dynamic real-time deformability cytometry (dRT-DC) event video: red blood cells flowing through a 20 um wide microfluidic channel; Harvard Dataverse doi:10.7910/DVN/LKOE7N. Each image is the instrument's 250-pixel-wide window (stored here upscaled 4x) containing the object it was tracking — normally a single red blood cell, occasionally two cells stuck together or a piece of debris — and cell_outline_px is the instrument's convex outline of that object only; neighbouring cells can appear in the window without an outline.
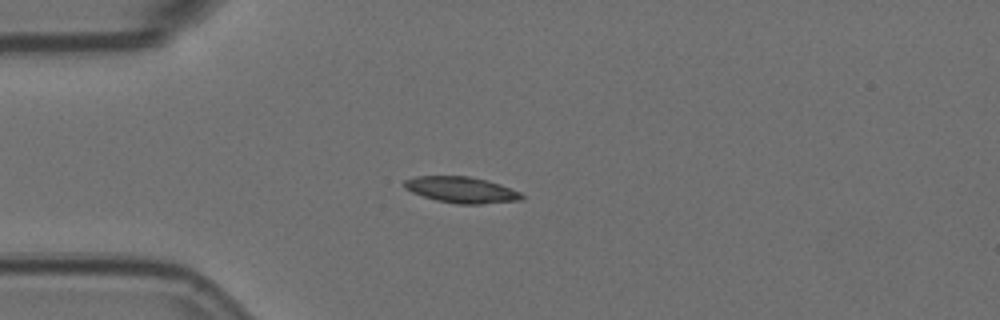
{"species": "Egyptian fruit bat (a non-hibernating species)", "species_latin": "Rousettus aegyptiacus", "temperature_condition": "room temperature", "stored_images_in_passage": 43, "camera_frame_rate_fps": 3000, "um_per_image_px": 0.085, "animal": {"sex": "female"}, "frame": {"image": 1, "passage_image": 1, "time_ms": 0.0, "image_size_px": [1000, 320], "cell_outline_px": [[524, 200], [480, 204], [456, 204], [436, 200], [412, 192], [404, 188], [404, 180], [416, 176], [468, 176], [488, 180], [500, 184], [520, 192], [524, 196]], "centroid_in_image_um": [39.24, 16.14], "position_along_channel_um": 45.8, "area_um2": 17.92}}
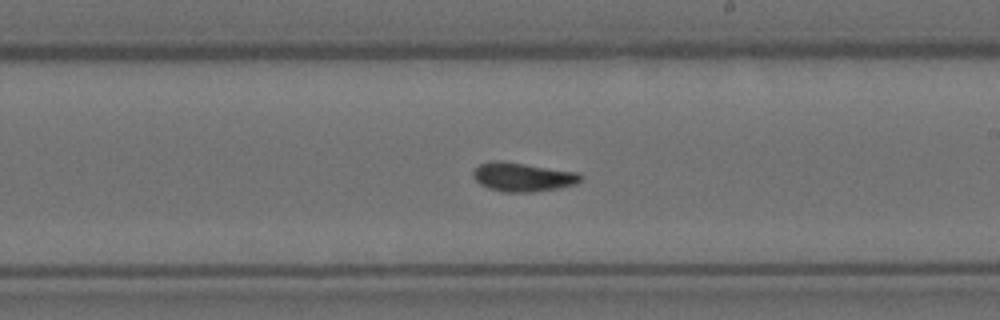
{"frame": {"image": 2, "passage_image": 19, "time_ms": 6.0, "image_size_px": [1000, 320], "cell_outline_px": [[584, 176], [576, 184], [556, 188], [532, 192], [504, 192], [488, 188], [480, 184], [472, 176], [472, 172], [480, 164], [492, 160], [504, 160], [576, 172]], "centroid_in_image_um": [44.4, 15.03], "position_along_channel_um": 244.6, "area_um2": 18.15}}
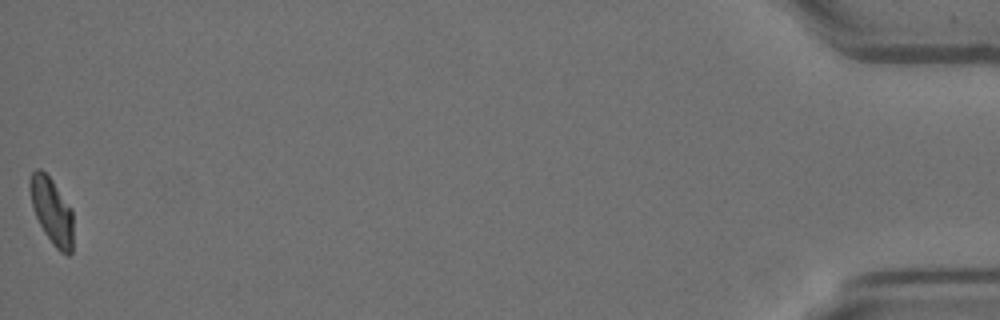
{"frame": {"image": 3, "passage_image": 43, "time_ms": 14.0, "image_size_px": [1000, 320], "cell_outline_px": [[72, 252], [68, 256], [60, 252], [52, 244], [44, 232], [36, 216], [32, 204], [28, 184], [28, 180], [32, 172], [36, 168], [40, 168], [52, 180], [72, 208]], "centroid_in_image_um": [4.4, 17.92], "position_along_channel_um": 430.8, "area_um2": 16.76}, "authors_computed_cell_mechanics": {"area_um2": 17.34, "velocity_mm_per_s": 3.5797, "shape_relaxation_time_tau1_ms": 5.2653, "shape_relaxation_time_tau2_ms": 2.3881, "deformation_change_tau1": 0.1496, "deformation_change_tau2": 0.062}}